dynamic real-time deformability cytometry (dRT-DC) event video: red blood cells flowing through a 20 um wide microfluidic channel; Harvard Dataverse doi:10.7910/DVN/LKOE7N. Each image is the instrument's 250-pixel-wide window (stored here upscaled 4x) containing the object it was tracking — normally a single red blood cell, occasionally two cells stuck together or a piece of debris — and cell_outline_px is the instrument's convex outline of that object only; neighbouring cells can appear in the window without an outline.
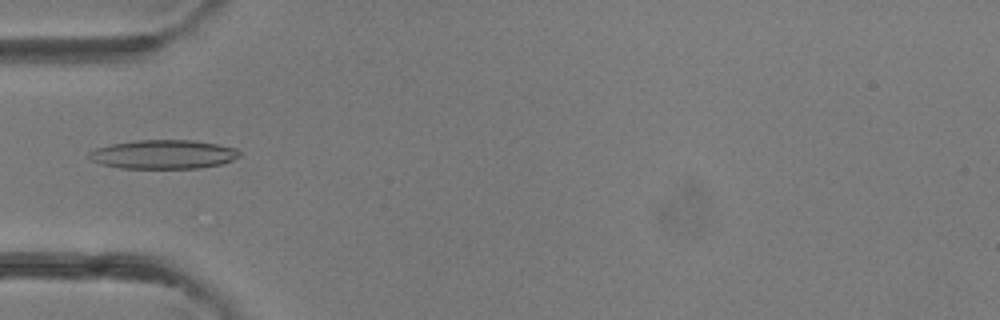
{"species": "common noctule bat (a hibernating species)", "species_latin": "Nyctalus noctula", "temperature_condition": "room temperature", "stored_images_in_passage": 34, "camera_frame_rate_fps": 3000, "um_per_image_px": 0.085, "animal": {"sex": "female"}, "frame": {"image": 1, "passage_image": 7, "time_ms": 2.0, "image_size_px": [1000, 320], "cell_outline_px": [[240, 156], [232, 160], [220, 164], [200, 168], [120, 168], [100, 164], [92, 160], [88, 156], [88, 152], [96, 148], [112, 144], [136, 140], [192, 140], [216, 144], [236, 148], [240, 152]], "centroid_in_image_um": [13.88, 13.12], "position_along_channel_um": 71.1, "area_um2": 25.32}}
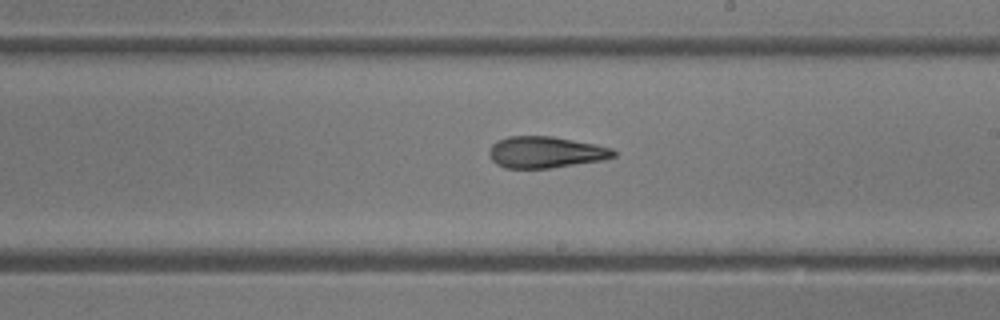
{"frame": {"image": 2, "passage_image": 17, "time_ms": 5.333, "image_size_px": [1000, 320], "cell_outline_px": [[616, 156], [604, 160], [552, 168], [504, 168], [496, 164], [492, 160], [488, 152], [492, 144], [496, 140], [508, 136], [552, 136], [596, 144], [612, 148], [616, 152]], "centroid_in_image_um": [46.38, 12.94], "position_along_channel_um": 242.6, "area_um2": 23.06}}
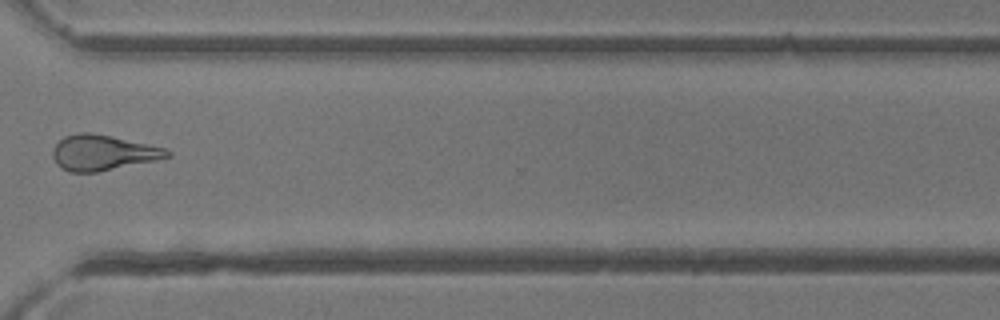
{"frame": {"image": 3, "passage_image": 24, "time_ms": 7.667, "image_size_px": [1000, 320], "cell_outline_px": [[172, 156], [156, 160], [96, 172], [68, 172], [60, 168], [56, 164], [52, 156], [52, 148], [64, 136], [80, 132], [92, 132], [112, 136], [164, 148], [172, 152]], "centroid_in_image_um": [8.7, 12.97], "position_along_channel_um": 361.9, "area_um2": 23.64}}